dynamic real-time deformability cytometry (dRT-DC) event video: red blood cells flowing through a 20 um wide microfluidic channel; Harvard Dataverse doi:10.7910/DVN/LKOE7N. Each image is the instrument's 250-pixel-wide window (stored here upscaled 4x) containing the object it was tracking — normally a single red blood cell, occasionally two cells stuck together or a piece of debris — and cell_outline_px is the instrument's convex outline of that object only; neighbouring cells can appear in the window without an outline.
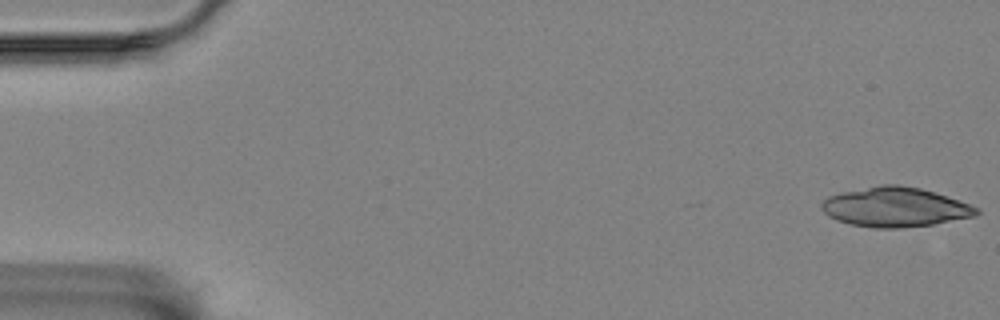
{"species": "Egyptian fruit bat (a non-hibernating species)", "species_latin": "Rousettus aegyptiacus", "temperature_condition": "room temperature", "stored_images_in_passage": 23, "camera_frame_rate_fps": 3000, "um_per_image_px": 0.085, "animal": {"sex": "female"}, "frame": {"image": 1, "passage_image": 1, "time_ms": 0.0, "image_size_px": [1000, 320], "cell_outline_px": [[980, 212], [976, 216], [932, 224], [896, 228], [872, 228], [852, 224], [836, 220], [828, 216], [820, 208], [820, 204], [828, 196], [844, 192], [880, 184], [900, 184], [920, 188], [968, 204], [976, 208]], "centroid_in_image_um": [76.03, 17.6], "position_along_channel_um": 9.0, "area_um2": 35.32}}